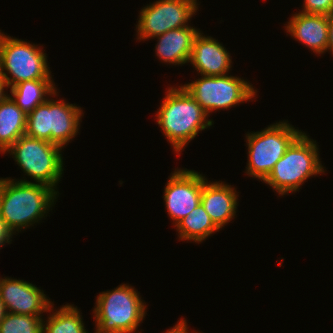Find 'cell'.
<instances>
[{
	"mask_svg": "<svg viewBox=\"0 0 333 333\" xmlns=\"http://www.w3.org/2000/svg\"><path fill=\"white\" fill-rule=\"evenodd\" d=\"M14 180L4 178L0 189V218L13 234L45 217L58 193L45 184Z\"/></svg>",
	"mask_w": 333,
	"mask_h": 333,
	"instance_id": "6da1fadb",
	"label": "cell"
},
{
	"mask_svg": "<svg viewBox=\"0 0 333 333\" xmlns=\"http://www.w3.org/2000/svg\"><path fill=\"white\" fill-rule=\"evenodd\" d=\"M166 92L156 113L157 124L178 155L199 131L214 122L208 119L207 113L182 85L171 87Z\"/></svg>",
	"mask_w": 333,
	"mask_h": 333,
	"instance_id": "7a4b0ae2",
	"label": "cell"
},
{
	"mask_svg": "<svg viewBox=\"0 0 333 333\" xmlns=\"http://www.w3.org/2000/svg\"><path fill=\"white\" fill-rule=\"evenodd\" d=\"M318 149L316 141L302 132L263 182L274 188L279 196L298 191L306 179L325 172Z\"/></svg>",
	"mask_w": 333,
	"mask_h": 333,
	"instance_id": "3957f363",
	"label": "cell"
},
{
	"mask_svg": "<svg viewBox=\"0 0 333 333\" xmlns=\"http://www.w3.org/2000/svg\"><path fill=\"white\" fill-rule=\"evenodd\" d=\"M96 333H133L145 318L146 303L134 287L121 284L97 296Z\"/></svg>",
	"mask_w": 333,
	"mask_h": 333,
	"instance_id": "277c9868",
	"label": "cell"
},
{
	"mask_svg": "<svg viewBox=\"0 0 333 333\" xmlns=\"http://www.w3.org/2000/svg\"><path fill=\"white\" fill-rule=\"evenodd\" d=\"M83 111L64 99H48L27 114L25 135L51 142L62 149L78 133Z\"/></svg>",
	"mask_w": 333,
	"mask_h": 333,
	"instance_id": "5b68a950",
	"label": "cell"
},
{
	"mask_svg": "<svg viewBox=\"0 0 333 333\" xmlns=\"http://www.w3.org/2000/svg\"><path fill=\"white\" fill-rule=\"evenodd\" d=\"M61 150L51 142L23 135L4 154H12L21 170L34 178L35 183L56 189L64 170Z\"/></svg>",
	"mask_w": 333,
	"mask_h": 333,
	"instance_id": "8992f818",
	"label": "cell"
},
{
	"mask_svg": "<svg viewBox=\"0 0 333 333\" xmlns=\"http://www.w3.org/2000/svg\"><path fill=\"white\" fill-rule=\"evenodd\" d=\"M301 133L302 131L295 129L286 121H279L262 131L248 133L246 174L264 181L285 154L286 149Z\"/></svg>",
	"mask_w": 333,
	"mask_h": 333,
	"instance_id": "52a82bcc",
	"label": "cell"
},
{
	"mask_svg": "<svg viewBox=\"0 0 333 333\" xmlns=\"http://www.w3.org/2000/svg\"><path fill=\"white\" fill-rule=\"evenodd\" d=\"M41 49L27 41L4 36L0 48V75L8 88L24 81L52 78L46 53Z\"/></svg>",
	"mask_w": 333,
	"mask_h": 333,
	"instance_id": "ba28073f",
	"label": "cell"
},
{
	"mask_svg": "<svg viewBox=\"0 0 333 333\" xmlns=\"http://www.w3.org/2000/svg\"><path fill=\"white\" fill-rule=\"evenodd\" d=\"M183 87L196 100L202 109L209 114L214 110H225L238 104L250 101L256 90L252 84L235 76H205Z\"/></svg>",
	"mask_w": 333,
	"mask_h": 333,
	"instance_id": "9c48e42d",
	"label": "cell"
},
{
	"mask_svg": "<svg viewBox=\"0 0 333 333\" xmlns=\"http://www.w3.org/2000/svg\"><path fill=\"white\" fill-rule=\"evenodd\" d=\"M197 0H158L143 7L136 25L138 40L154 38L188 25L198 10Z\"/></svg>",
	"mask_w": 333,
	"mask_h": 333,
	"instance_id": "30bf717a",
	"label": "cell"
},
{
	"mask_svg": "<svg viewBox=\"0 0 333 333\" xmlns=\"http://www.w3.org/2000/svg\"><path fill=\"white\" fill-rule=\"evenodd\" d=\"M206 180L205 176L194 170L179 168L171 174L163 198L175 226L201 203L202 188Z\"/></svg>",
	"mask_w": 333,
	"mask_h": 333,
	"instance_id": "8fae6325",
	"label": "cell"
},
{
	"mask_svg": "<svg viewBox=\"0 0 333 333\" xmlns=\"http://www.w3.org/2000/svg\"><path fill=\"white\" fill-rule=\"evenodd\" d=\"M0 298L6 311L13 314L42 317L52 305L44 291L34 284L8 277L0 278Z\"/></svg>",
	"mask_w": 333,
	"mask_h": 333,
	"instance_id": "7c38bea8",
	"label": "cell"
},
{
	"mask_svg": "<svg viewBox=\"0 0 333 333\" xmlns=\"http://www.w3.org/2000/svg\"><path fill=\"white\" fill-rule=\"evenodd\" d=\"M202 34L200 31L196 35L188 62L201 76L227 75L232 62L230 53L216 39Z\"/></svg>",
	"mask_w": 333,
	"mask_h": 333,
	"instance_id": "4fadbf2b",
	"label": "cell"
},
{
	"mask_svg": "<svg viewBox=\"0 0 333 333\" xmlns=\"http://www.w3.org/2000/svg\"><path fill=\"white\" fill-rule=\"evenodd\" d=\"M236 189L221 181L203 184L201 204L214 224L221 229L236 215L238 206Z\"/></svg>",
	"mask_w": 333,
	"mask_h": 333,
	"instance_id": "5bb4252c",
	"label": "cell"
},
{
	"mask_svg": "<svg viewBox=\"0 0 333 333\" xmlns=\"http://www.w3.org/2000/svg\"><path fill=\"white\" fill-rule=\"evenodd\" d=\"M328 15L296 13L285 26L291 37L306 45L319 54L327 51L328 46Z\"/></svg>",
	"mask_w": 333,
	"mask_h": 333,
	"instance_id": "9a60e30c",
	"label": "cell"
},
{
	"mask_svg": "<svg viewBox=\"0 0 333 333\" xmlns=\"http://www.w3.org/2000/svg\"><path fill=\"white\" fill-rule=\"evenodd\" d=\"M199 32L195 27L185 26L156 36L158 39L155 47L156 56L164 63L174 65L188 63L193 41Z\"/></svg>",
	"mask_w": 333,
	"mask_h": 333,
	"instance_id": "2e32d148",
	"label": "cell"
},
{
	"mask_svg": "<svg viewBox=\"0 0 333 333\" xmlns=\"http://www.w3.org/2000/svg\"><path fill=\"white\" fill-rule=\"evenodd\" d=\"M12 100L25 113H31L38 105L45 103L48 98L57 95L52 79H35L18 83L10 88ZM46 97V98H45Z\"/></svg>",
	"mask_w": 333,
	"mask_h": 333,
	"instance_id": "e0dca14e",
	"label": "cell"
},
{
	"mask_svg": "<svg viewBox=\"0 0 333 333\" xmlns=\"http://www.w3.org/2000/svg\"><path fill=\"white\" fill-rule=\"evenodd\" d=\"M27 114L12 100L10 94L0 103V152H5L26 132Z\"/></svg>",
	"mask_w": 333,
	"mask_h": 333,
	"instance_id": "ac0fdd59",
	"label": "cell"
},
{
	"mask_svg": "<svg viewBox=\"0 0 333 333\" xmlns=\"http://www.w3.org/2000/svg\"><path fill=\"white\" fill-rule=\"evenodd\" d=\"M180 240H190L200 243L220 229L214 224L210 216L200 203L189 215L181 219L175 226Z\"/></svg>",
	"mask_w": 333,
	"mask_h": 333,
	"instance_id": "d6986e66",
	"label": "cell"
},
{
	"mask_svg": "<svg viewBox=\"0 0 333 333\" xmlns=\"http://www.w3.org/2000/svg\"><path fill=\"white\" fill-rule=\"evenodd\" d=\"M53 305L49 307L48 320L45 324L43 323V333H88L77 307L67 303V305L53 312Z\"/></svg>",
	"mask_w": 333,
	"mask_h": 333,
	"instance_id": "ffe728a7",
	"label": "cell"
},
{
	"mask_svg": "<svg viewBox=\"0 0 333 333\" xmlns=\"http://www.w3.org/2000/svg\"><path fill=\"white\" fill-rule=\"evenodd\" d=\"M44 320L40 316L6 313L0 333H43Z\"/></svg>",
	"mask_w": 333,
	"mask_h": 333,
	"instance_id": "44dd1931",
	"label": "cell"
},
{
	"mask_svg": "<svg viewBox=\"0 0 333 333\" xmlns=\"http://www.w3.org/2000/svg\"><path fill=\"white\" fill-rule=\"evenodd\" d=\"M304 9L300 12L316 15L333 14V0H304Z\"/></svg>",
	"mask_w": 333,
	"mask_h": 333,
	"instance_id": "7402d4cb",
	"label": "cell"
},
{
	"mask_svg": "<svg viewBox=\"0 0 333 333\" xmlns=\"http://www.w3.org/2000/svg\"><path fill=\"white\" fill-rule=\"evenodd\" d=\"M12 236H13L12 231L6 226V224L0 218V247H2L6 243L8 244L11 243L10 241H12L11 240Z\"/></svg>",
	"mask_w": 333,
	"mask_h": 333,
	"instance_id": "603a6c76",
	"label": "cell"
},
{
	"mask_svg": "<svg viewBox=\"0 0 333 333\" xmlns=\"http://www.w3.org/2000/svg\"><path fill=\"white\" fill-rule=\"evenodd\" d=\"M166 333H188V325L186 320L183 318L178 321L177 324L173 326V328L168 329Z\"/></svg>",
	"mask_w": 333,
	"mask_h": 333,
	"instance_id": "cb8c5ba5",
	"label": "cell"
},
{
	"mask_svg": "<svg viewBox=\"0 0 333 333\" xmlns=\"http://www.w3.org/2000/svg\"><path fill=\"white\" fill-rule=\"evenodd\" d=\"M327 50L331 51L333 54V14L329 15Z\"/></svg>",
	"mask_w": 333,
	"mask_h": 333,
	"instance_id": "d4e9b609",
	"label": "cell"
},
{
	"mask_svg": "<svg viewBox=\"0 0 333 333\" xmlns=\"http://www.w3.org/2000/svg\"><path fill=\"white\" fill-rule=\"evenodd\" d=\"M8 85L4 81V79L0 75V103L8 96V94L5 93L4 88H7Z\"/></svg>",
	"mask_w": 333,
	"mask_h": 333,
	"instance_id": "484cf974",
	"label": "cell"
},
{
	"mask_svg": "<svg viewBox=\"0 0 333 333\" xmlns=\"http://www.w3.org/2000/svg\"><path fill=\"white\" fill-rule=\"evenodd\" d=\"M6 313H7V311H6L5 305L3 304V302L0 298V324H1L2 320L4 319Z\"/></svg>",
	"mask_w": 333,
	"mask_h": 333,
	"instance_id": "4316f807",
	"label": "cell"
},
{
	"mask_svg": "<svg viewBox=\"0 0 333 333\" xmlns=\"http://www.w3.org/2000/svg\"><path fill=\"white\" fill-rule=\"evenodd\" d=\"M4 36H5V34L2 33L1 30H0V48H1V44H2V41L4 39Z\"/></svg>",
	"mask_w": 333,
	"mask_h": 333,
	"instance_id": "83f0119b",
	"label": "cell"
},
{
	"mask_svg": "<svg viewBox=\"0 0 333 333\" xmlns=\"http://www.w3.org/2000/svg\"><path fill=\"white\" fill-rule=\"evenodd\" d=\"M3 180H4V178H3V179L0 178V189H1V186H2V184H3Z\"/></svg>",
	"mask_w": 333,
	"mask_h": 333,
	"instance_id": "f1b7e54d",
	"label": "cell"
}]
</instances>
